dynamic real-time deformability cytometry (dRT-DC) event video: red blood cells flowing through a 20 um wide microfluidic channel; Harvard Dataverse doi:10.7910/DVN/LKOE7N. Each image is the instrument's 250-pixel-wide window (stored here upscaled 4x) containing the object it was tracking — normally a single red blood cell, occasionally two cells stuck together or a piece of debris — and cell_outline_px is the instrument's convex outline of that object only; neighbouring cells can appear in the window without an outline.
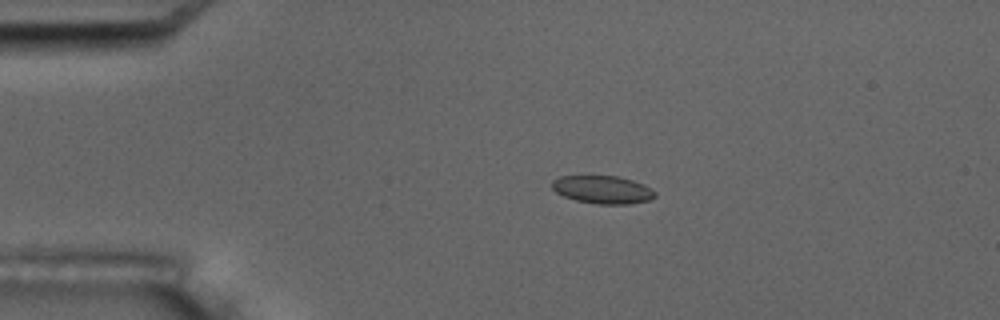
{"species": "common noctule bat (a hibernating species)", "species_latin": "Nyctalus noctula", "temperature_condition": "room temperature", "stored_images_in_passage": 12, "camera_frame_rate_fps": 3000, "um_per_image_px": 0.085, "animal": {"sex": "male", "body_mass_g": 17.5, "forearm_length_mm": 52.3}, "frame": {"image": 1, "passage_image": 3, "time_ms": 2.333, "image_size_px": [1000, 320], "cell_outline_px": [[656, 196], [648, 200], [628, 204], [596, 204], [576, 200], [564, 196], [556, 192], [552, 188], [552, 180], [560, 176], [584, 172], [620, 176], [644, 184], [656, 192]], "centroid_in_image_um": [51.16, 16.05], "position_along_channel_um": 33.8, "area_um2": 17.63}}